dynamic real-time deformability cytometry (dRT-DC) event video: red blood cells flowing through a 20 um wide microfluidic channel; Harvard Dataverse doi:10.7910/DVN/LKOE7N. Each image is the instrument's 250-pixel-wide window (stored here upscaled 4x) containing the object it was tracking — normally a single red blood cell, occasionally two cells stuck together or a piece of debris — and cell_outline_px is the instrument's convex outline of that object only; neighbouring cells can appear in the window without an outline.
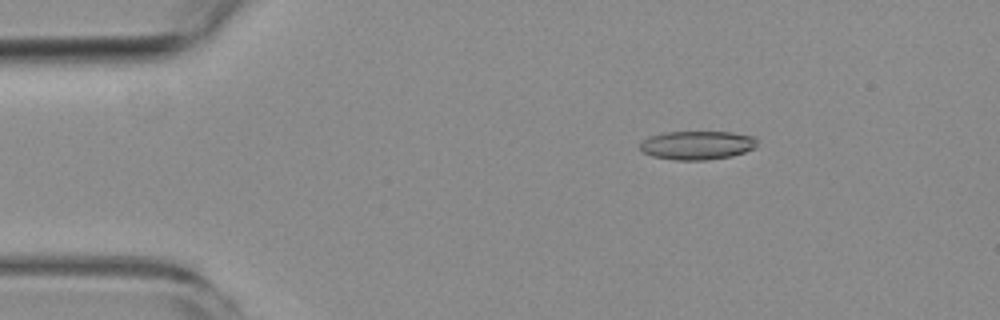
{"species": "common noctule bat (a hibernating species)", "species_latin": "Nyctalus noctula", "temperature_condition": "room temperature", "stored_images_in_passage": 3, "camera_frame_rate_fps": 3000, "um_per_image_px": 0.085, "animal": {"sex": "female", "body_mass_g": 19.3, "forearm_length_mm": 54.1}, "frame": {"image": 1, "passage_image": 1, "time_ms": 0.0, "image_size_px": [1000, 320], "cell_outline_px": [[756, 148], [732, 156], [708, 160], [676, 160], [652, 156], [644, 152], [640, 148], [640, 144], [648, 136], [668, 132], [732, 132], [752, 136], [756, 140]], "centroid_in_image_um": [59.27, 12.35], "position_along_channel_um": 25.7, "area_um2": 19.54}}